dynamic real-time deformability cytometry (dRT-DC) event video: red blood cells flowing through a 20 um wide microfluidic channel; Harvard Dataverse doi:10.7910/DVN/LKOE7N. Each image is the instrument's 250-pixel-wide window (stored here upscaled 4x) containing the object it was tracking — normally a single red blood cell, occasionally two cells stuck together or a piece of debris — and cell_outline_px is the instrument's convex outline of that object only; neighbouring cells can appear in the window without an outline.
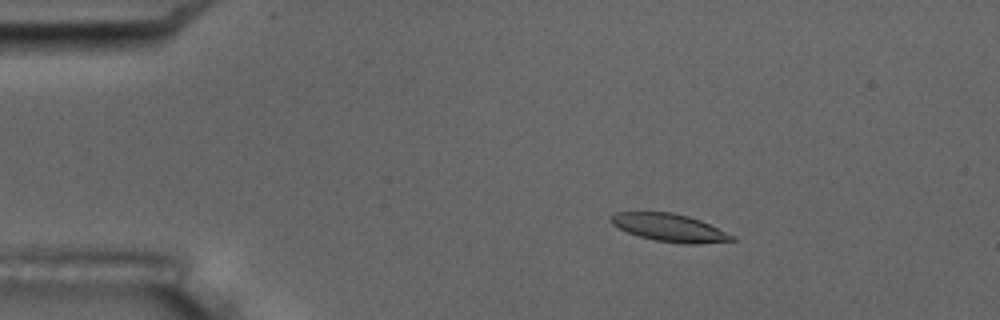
{"species": "common noctule bat (a hibernating species)", "species_latin": "Nyctalus noctula", "temperature_condition": "room temperature", "stored_images_in_passage": 5, "camera_frame_rate_fps": 3000, "um_per_image_px": 0.085, "animal": {"sex": "male", "body_mass_g": 17.5, "forearm_length_mm": 52.3}, "frame": {"image": 1, "passage_image": 4, "time_ms": 3.333, "image_size_px": [1000, 320], "cell_outline_px": [[736, 240], [700, 244], [684, 244], [656, 240], [640, 236], [628, 232], [612, 224], [608, 220], [616, 212], [672, 212], [688, 216], [700, 220], [736, 236]], "centroid_in_image_um": [56.94, 19.35], "position_along_channel_um": 28.1, "area_um2": 19.48}}